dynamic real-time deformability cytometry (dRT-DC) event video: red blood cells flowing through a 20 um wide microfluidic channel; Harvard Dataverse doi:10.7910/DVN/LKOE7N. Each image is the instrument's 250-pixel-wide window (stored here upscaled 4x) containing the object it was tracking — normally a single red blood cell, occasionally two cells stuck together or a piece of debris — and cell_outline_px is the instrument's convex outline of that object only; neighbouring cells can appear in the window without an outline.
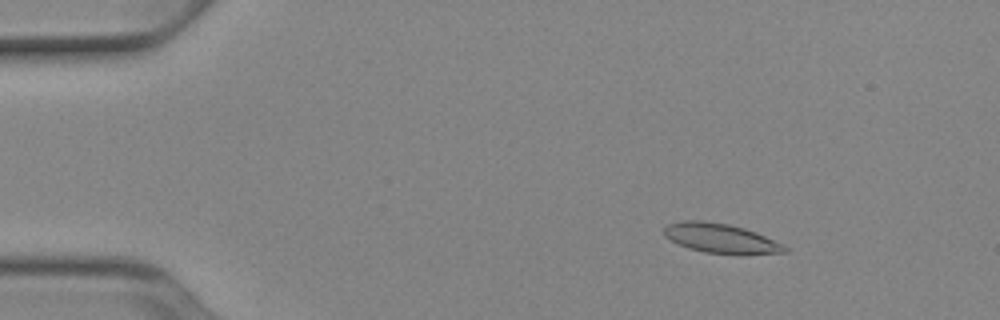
{"species": "Egyptian fruit bat (a non-hibernating species)", "species_latin": "Rousettus aegyptiacus", "temperature_condition": "cold", "stored_images_in_passage": 40, "camera_frame_rate_fps": 3000, "um_per_image_px": 0.085, "animal": {"sex": "female"}, "frame": {"image": 1, "passage_image": 8, "time_ms": 2.333, "image_size_px": [1000, 320], "cell_outline_px": [[788, 252], [740, 256], [704, 252], [688, 248], [664, 236], [664, 228], [668, 224], [680, 220], [704, 220], [728, 224], [744, 228], [756, 232], [784, 244], [788, 248]], "centroid_in_image_um": [61.32, 20.28], "position_along_channel_um": 23.7, "area_um2": 21.27}}
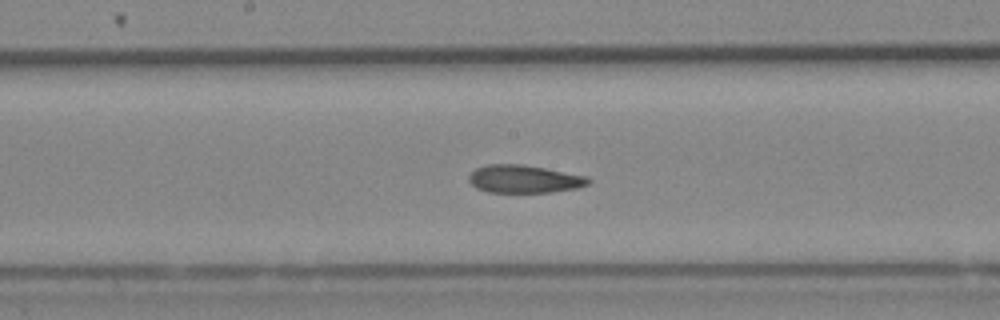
{"frame": {"image": 2, "passage_image": 28, "time_ms": 9.0, "image_size_px": [1000, 320], "cell_outline_px": [[592, 180], [588, 184], [576, 188], [548, 192], [488, 192], [476, 188], [468, 180], [468, 176], [476, 168], [484, 164], [520, 164], [544, 168], [588, 176]], "centroid_in_image_um": [44.53, 15.21], "position_along_channel_um": 203.7, "area_um2": 19.36}}
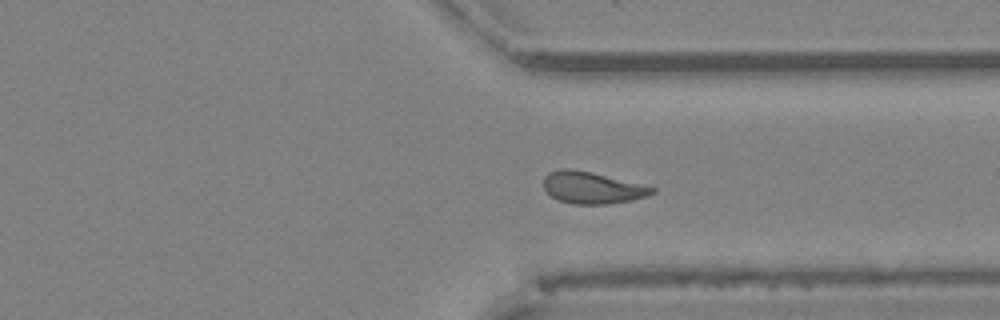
{"frame": {"image": 3, "passage_image": 40, "time_ms": 13.0, "image_size_px": [1000, 320], "cell_outline_px": [[656, 192], [648, 196], [608, 204], [572, 204], [556, 200], [544, 188], [544, 176], [548, 172], [560, 168], [572, 168], [592, 172], [656, 188]], "centroid_in_image_um": [50.29, 15.95], "position_along_channel_um": 361.1, "area_um2": 20.11}}